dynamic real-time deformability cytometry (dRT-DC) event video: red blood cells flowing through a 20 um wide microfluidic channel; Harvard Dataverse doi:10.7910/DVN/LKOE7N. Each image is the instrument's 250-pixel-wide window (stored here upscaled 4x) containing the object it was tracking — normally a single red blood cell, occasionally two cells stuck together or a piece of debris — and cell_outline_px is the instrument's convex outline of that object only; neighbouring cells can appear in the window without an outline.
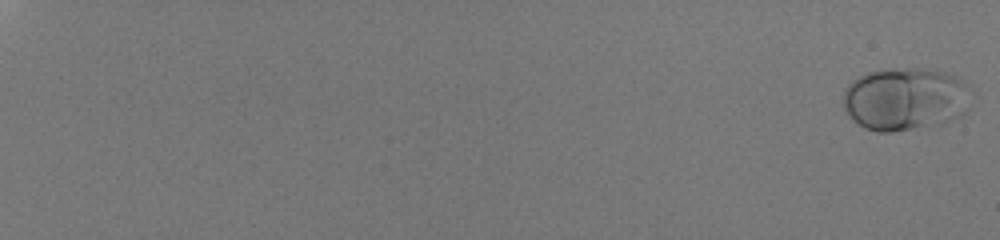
{"species": "human", "species_latin": "Homo sapiens", "temperature_condition": "room temperature", "stored_images_in_passage": 27, "camera_frame_rate_fps": 3000, "um_per_image_px": 0.085, "donor": {"sex": "male"}, "frame": {"image": 1, "passage_image": 1, "time_ms": 0.0, "image_size_px": [1000, 240], "cell_outline_px": [[964, 112], [960, 116], [940, 124], [892, 132], [876, 132], [864, 128], [848, 116], [844, 108], [844, 88], [852, 80], [868, 72], [892, 68], [924, 68], [952, 72], [964, 84]], "centroid_in_image_um": [76.84, 8.4], "position_along_channel_um": 8.2, "area_um2": 46.47}}
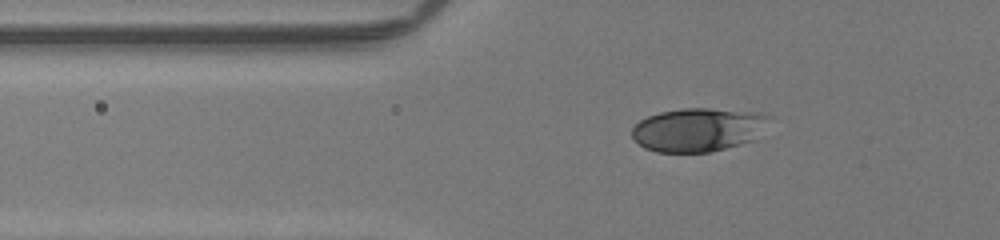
{"frame": {"image": 2, "passage_image": 25, "time_ms": 8.0, "image_size_px": [1000, 240], "cell_outline_px": [[772, 116], [756, 140], [712, 152], [656, 152], [644, 148], [632, 136], [632, 128], [640, 120], [648, 116], [660, 112], [684, 108], [708, 108], [760, 112]], "centroid_in_image_um": [59.39, 11.02], "position_along_channel_um": 66.4, "area_um2": 35.14}}